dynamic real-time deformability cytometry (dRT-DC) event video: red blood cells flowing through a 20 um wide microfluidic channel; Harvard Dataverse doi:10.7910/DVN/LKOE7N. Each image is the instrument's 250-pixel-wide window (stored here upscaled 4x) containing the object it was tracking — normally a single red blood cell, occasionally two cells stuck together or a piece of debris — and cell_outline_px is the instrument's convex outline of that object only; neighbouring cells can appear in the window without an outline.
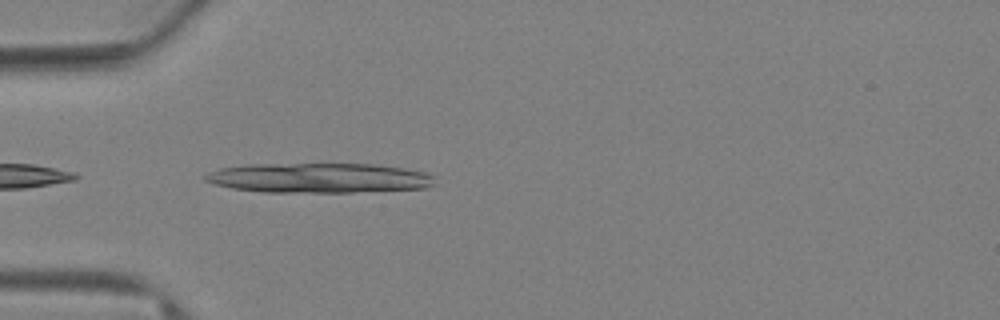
{"species": "Egyptian fruit bat (a non-hibernating species)", "species_latin": "Rousettus aegyptiacus", "temperature_condition": "warm", "stored_images_in_passage": 8, "segment_of_instrument_passage": [1, 2], "camera_frame_rate_fps": 3000, "um_per_image_px": 0.085, "animal": {"sex": "female"}, "frame": {"image": 1, "passage_image": 2, "time_ms": 0.333, "image_size_px": [1000, 320], "cell_outline_px": [[436, 184], [424, 188], [352, 192], [264, 192], [232, 188], [216, 184], [204, 180], [204, 176], [220, 168], [248, 164], [376, 164], [404, 168], [424, 172], [432, 176]], "centroid_in_image_um": [27.13, 15.12], "position_along_channel_um": 57.9, "area_um2": 39.71}}